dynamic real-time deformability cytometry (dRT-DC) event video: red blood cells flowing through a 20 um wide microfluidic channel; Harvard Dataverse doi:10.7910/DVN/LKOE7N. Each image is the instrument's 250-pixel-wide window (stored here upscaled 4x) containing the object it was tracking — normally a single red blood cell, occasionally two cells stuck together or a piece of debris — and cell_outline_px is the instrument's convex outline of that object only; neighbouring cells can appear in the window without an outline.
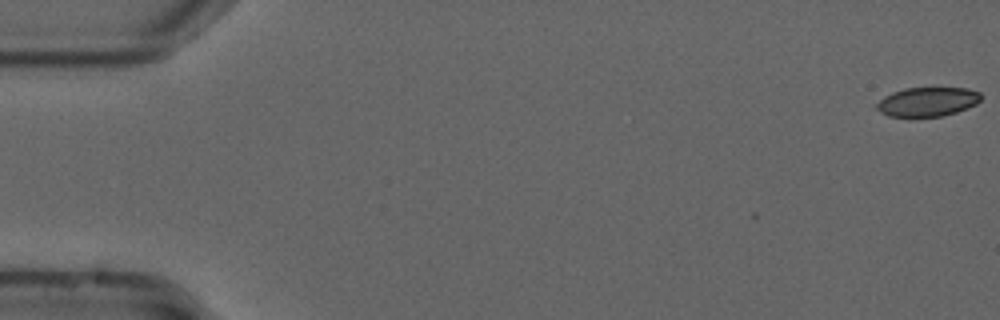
{"species": "common noctule bat (a hibernating species)", "species_latin": "Nyctalus noctula", "temperature_condition": "cold", "stored_images_in_passage": 55, "camera_frame_rate_fps": 3000, "um_per_image_px": 0.085, "animal": {"sex": "male", "forearm_length_mm": 52.5}, "frame": {"image": 1, "passage_image": 1, "time_ms": 0.0, "image_size_px": [1000, 320], "cell_outline_px": [[980, 100], [976, 104], [968, 108], [944, 116], [888, 116], [880, 112], [872, 104], [884, 96], [892, 92], [904, 88], [968, 88], [980, 92]], "centroid_in_image_um": [78.79, 8.64], "position_along_channel_um": 6.2, "area_um2": 17.86}}
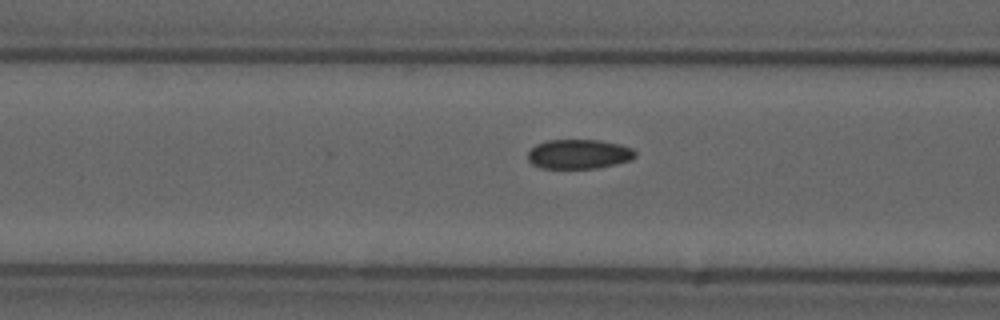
{"frame": {"image": 2, "passage_image": 22, "time_ms": 7.0, "image_size_px": [1000, 320], "cell_outline_px": [[636, 156], [632, 160], [616, 164], [596, 168], [540, 168], [532, 164], [528, 160], [528, 152], [536, 144], [548, 140], [600, 140], [620, 144], [632, 148], [636, 152]], "centroid_in_image_um": [49.22, 13.1], "position_along_channel_um": 117.4, "area_um2": 18.55}}
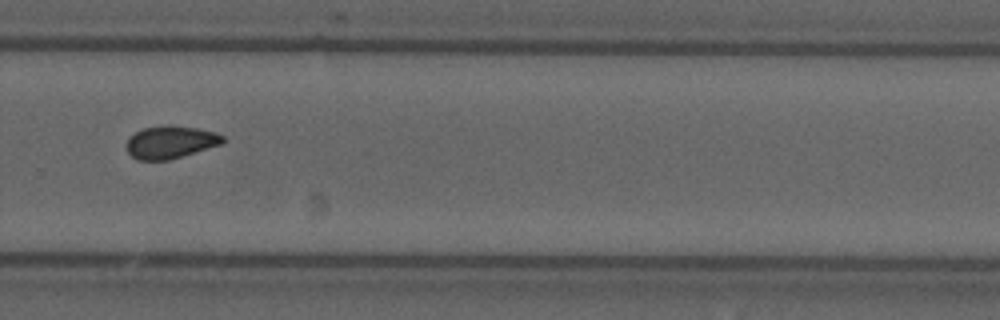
{"frame": {"image": 3, "passage_image": 38, "time_ms": 12.333, "image_size_px": [1000, 320], "cell_outline_px": [[224, 144], [168, 160], [136, 160], [128, 152], [128, 136], [144, 128], [168, 124], [172, 124], [196, 128], [216, 132], [224, 136]], "centroid_in_image_um": [14.52, 12.07], "position_along_channel_um": 315.3, "area_um2": 18.44}, "authors_computed_cell_mechanics": {"area_um2": 18.6116, "velocity_mm_per_s": 3.7129, "shape_relaxation_time_tau1_ms": null, "shape_relaxation_time_tau2_ms": 1.5878, "deformation_change_tau1": null, "deformation_change_tau2": 0.0619}}